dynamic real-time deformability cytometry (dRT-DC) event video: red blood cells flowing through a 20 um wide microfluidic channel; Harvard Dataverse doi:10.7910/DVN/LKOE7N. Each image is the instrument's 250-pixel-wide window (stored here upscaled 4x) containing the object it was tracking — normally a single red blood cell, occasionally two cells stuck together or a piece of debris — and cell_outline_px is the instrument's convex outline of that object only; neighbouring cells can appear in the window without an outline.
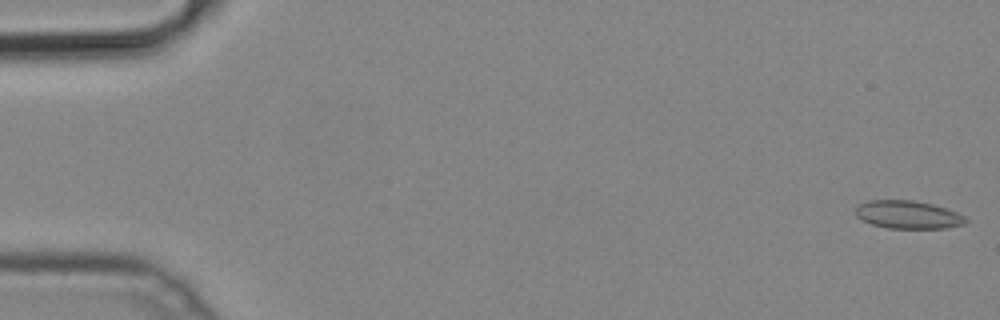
{"species": "common noctule bat (a hibernating species)", "species_latin": "Nyctalus noctula", "temperature_condition": "cold", "stored_images_in_passage": 51, "camera_frame_rate_fps": 3000, "um_per_image_px": 0.085, "animal": {"sex": "male", "body_mass_g": 19.2, "forearm_length_mm": 51.8}, "frame": {"image": 1, "passage_image": 1, "time_ms": 0.0, "image_size_px": [1000, 320], "cell_outline_px": [[968, 220], [964, 224], [944, 228], [888, 228], [872, 224], [856, 216], [856, 204], [868, 200], [912, 200], [932, 204], [956, 212], [964, 216]], "centroid_in_image_um": [77.15, 18.24], "position_along_channel_um": 7.9, "area_um2": 17.86}}
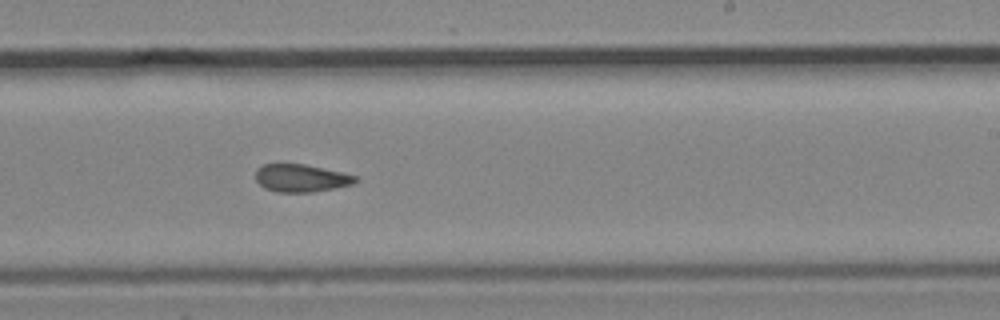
{"frame": {"image": 2, "passage_image": 31, "time_ms": 10.0, "image_size_px": [1000, 320], "cell_outline_px": [[360, 180], [352, 184], [336, 188], [312, 192], [276, 192], [264, 188], [256, 180], [256, 168], [264, 164], [304, 164], [344, 172], [356, 176]], "centroid_in_image_um": [25.61, 15.14], "position_along_channel_um": 263.4, "area_um2": 16.24}}
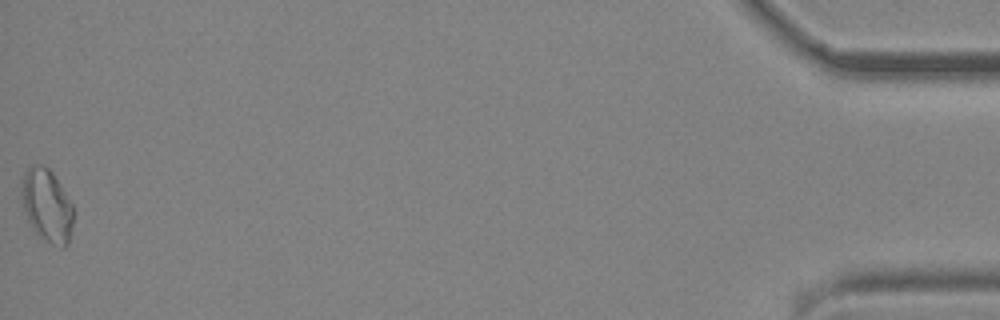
{"frame": {"image": 3, "passage_image": 51, "time_ms": 16.667, "image_size_px": [1000, 320], "cell_outline_px": [[76, 212], [68, 244], [64, 248], [60, 248], [36, 236], [28, 220], [24, 208], [24, 172], [32, 164], [44, 164], [52, 172], [72, 204]], "centroid_in_image_um": [4.05, 17.53], "position_along_channel_um": 431.1, "area_um2": 21.96}}